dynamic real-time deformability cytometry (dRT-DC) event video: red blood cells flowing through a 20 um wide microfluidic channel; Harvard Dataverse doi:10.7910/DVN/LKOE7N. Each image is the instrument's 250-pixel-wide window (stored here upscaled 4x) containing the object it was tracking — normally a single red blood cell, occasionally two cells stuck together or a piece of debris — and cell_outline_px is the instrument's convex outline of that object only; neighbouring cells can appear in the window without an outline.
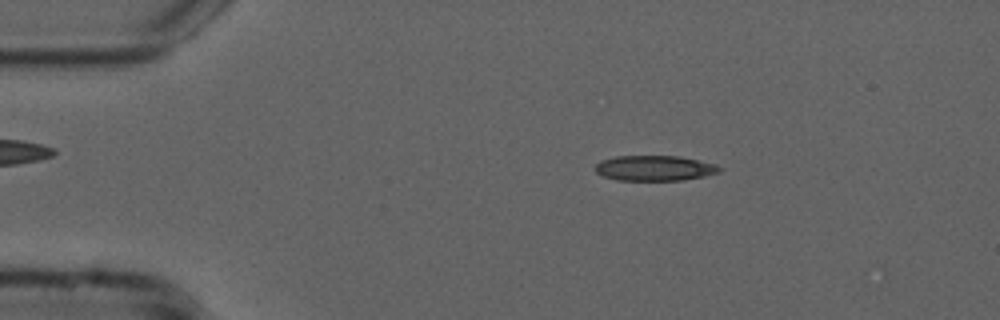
{"species": "common noctule bat (a hibernating species)", "species_latin": "Nyctalus noctula", "temperature_condition": "cold", "stored_images_in_passage": 48, "camera_frame_rate_fps": 3000, "um_per_image_px": 0.085, "animal": {"sex": "male", "forearm_length_mm": 52.5}, "frame": {"image": 1, "passage_image": 4, "time_ms": 1.0, "image_size_px": [1000, 320], "cell_outline_px": [[724, 168], [720, 172], [704, 176], [684, 180], [616, 180], [604, 176], [596, 172], [596, 164], [600, 160], [616, 156], [680, 156], [716, 164]], "centroid_in_image_um": [55.67, 14.29], "position_along_channel_um": 29.3, "area_um2": 18.38}}
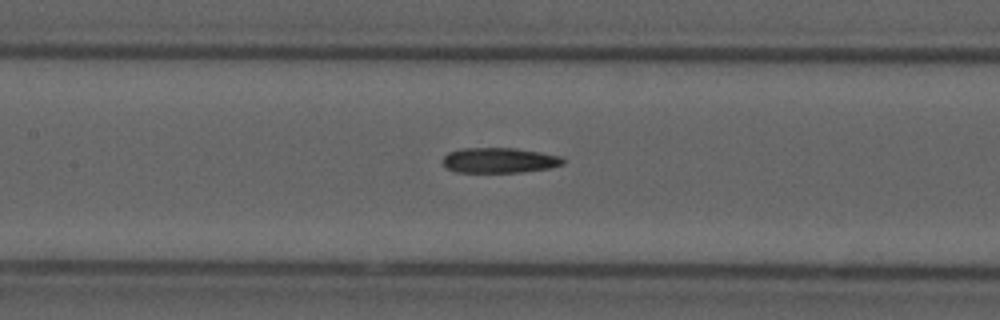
{"frame": {"image": 2, "passage_image": 19, "time_ms": 6.0, "image_size_px": [1000, 320], "cell_outline_px": [[564, 164], [552, 168], [524, 172], [456, 172], [448, 168], [444, 164], [444, 156], [448, 152], [460, 148], [516, 148], [540, 152], [560, 156], [564, 160]], "centroid_in_image_um": [42.48, 13.62], "position_along_channel_um": 164.9, "area_um2": 17.74}}
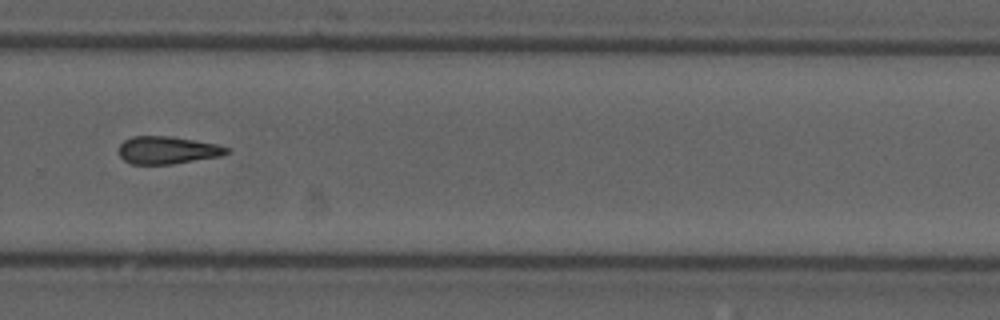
{"frame": {"image": 3, "passage_image": 31, "time_ms": 10.0, "image_size_px": [1000, 320], "cell_outline_px": [[232, 152], [220, 156], [172, 164], [132, 164], [124, 160], [120, 156], [120, 144], [124, 140], [132, 136], [172, 136], [216, 144], [232, 148]], "centroid_in_image_um": [14.27, 12.76], "position_along_channel_um": 315.5, "area_um2": 17.4}}